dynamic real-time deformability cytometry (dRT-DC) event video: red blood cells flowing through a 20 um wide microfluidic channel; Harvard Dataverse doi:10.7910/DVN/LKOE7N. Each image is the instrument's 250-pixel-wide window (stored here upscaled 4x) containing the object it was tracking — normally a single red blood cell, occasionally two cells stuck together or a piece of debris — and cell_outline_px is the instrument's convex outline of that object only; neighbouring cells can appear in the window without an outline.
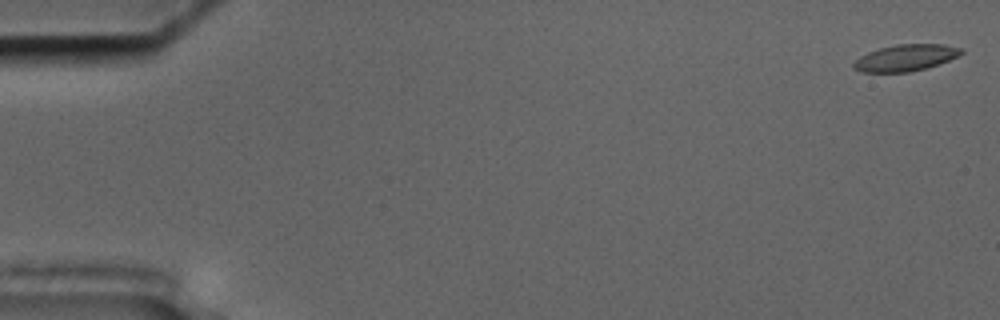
{"species": "common noctule bat (a hibernating species)", "species_latin": "Nyctalus noctula", "temperature_condition": "cold", "stored_images_in_passage": 56, "camera_frame_rate_fps": 3000, "um_per_image_px": 0.085, "animal": {"sex": "male", "body_mass_g": 17.5, "forearm_length_mm": 52.3}, "frame": {"image": 1, "passage_image": 1, "time_ms": 0.0, "image_size_px": [1000, 320], "cell_outline_px": [[964, 52], [940, 64], [908, 72], [860, 72], [852, 68], [852, 64], [860, 56], [868, 52], [880, 48], [896, 44], [944, 44], [964, 48]], "centroid_in_image_um": [76.97, 4.9], "position_along_channel_um": 8.0, "area_um2": 16.65}}
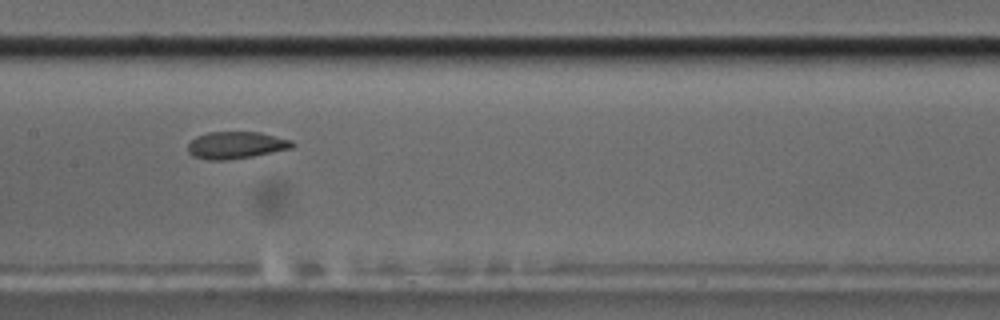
{"frame": {"image": 2, "passage_image": 28, "time_ms": 9.0, "image_size_px": [1000, 320], "cell_outline_px": [[296, 144], [292, 148], [252, 156], [228, 160], [208, 160], [192, 156], [188, 152], [188, 144], [196, 136], [208, 132], [260, 132], [292, 140]], "centroid_in_image_um": [20.05, 12.33], "position_along_channel_um": 187.3, "area_um2": 16.53}}
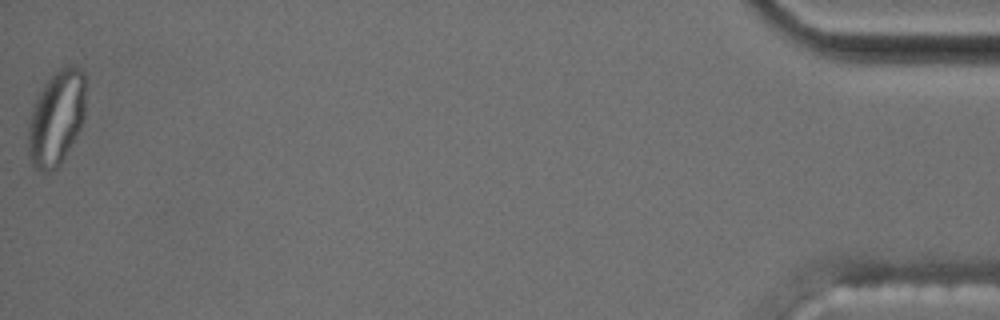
{"frame": {"image": 3, "passage_image": 56, "time_ms": 18.333, "image_size_px": [1000, 320], "cell_outline_px": [[84, 120], [76, 136], [64, 156], [56, 168], [44, 172], [36, 168], [32, 164], [28, 156], [28, 128], [32, 112], [36, 100], [44, 84], [64, 64], [72, 64], [80, 68], [84, 72]], "centroid_in_image_um": [4.8, 10.0], "position_along_channel_um": 430.4, "area_um2": 31.33}, "authors_computed_cell_mechanics": {"area_um2": 17.5134, "velocity_mm_per_s": 3.6103, "shape_relaxation_time_tau1_ms": null, "shape_relaxation_time_tau2_ms": 1.7155, "deformation_change_tau1": null, "deformation_change_tau2": 0.0665}}